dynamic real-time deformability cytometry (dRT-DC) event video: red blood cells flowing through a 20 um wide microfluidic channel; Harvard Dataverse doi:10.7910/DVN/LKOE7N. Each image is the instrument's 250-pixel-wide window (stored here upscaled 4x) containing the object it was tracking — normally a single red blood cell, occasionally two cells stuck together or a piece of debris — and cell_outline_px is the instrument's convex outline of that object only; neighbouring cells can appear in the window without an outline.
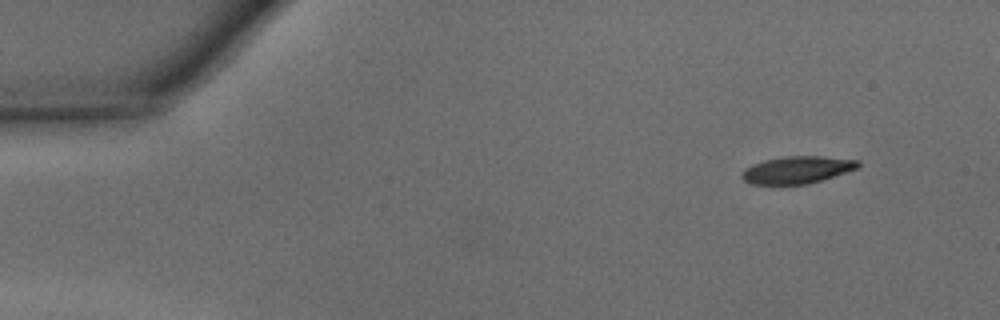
{"species": "common noctule bat (a hibernating species)", "species_latin": "Nyctalus noctula", "temperature_condition": "warm", "stored_images_in_passage": 43, "camera_frame_rate_fps": 3000, "um_per_image_px": 0.085, "animal": {"sex": "male", "body_mass_g": 15.6}, "frame": {"image": 1, "passage_image": 1, "time_ms": 0.0, "image_size_px": [1000, 320], "cell_outline_px": [[860, 168], [808, 184], [748, 184], [740, 176], [740, 172], [744, 168], [752, 164], [764, 160], [784, 156], [824, 156], [860, 160]], "centroid_in_image_um": [67.75, 14.43], "position_along_channel_um": 17.3, "area_um2": 18.73}}
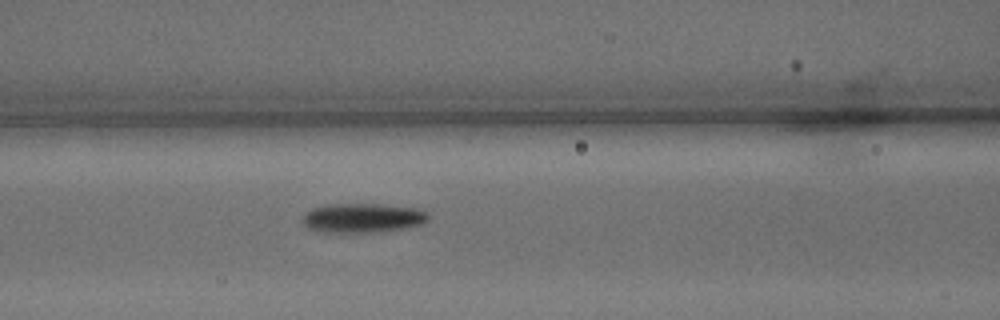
{"frame": {"image": 2, "passage_image": 16, "time_ms": 5.0, "image_size_px": [1000, 320], "cell_outline_px": [[432, 216], [428, 220], [420, 224], [404, 228], [384, 232], [324, 232], [308, 228], [304, 224], [304, 212], [312, 208], [328, 204], [380, 204], [416, 208], [428, 212]], "centroid_in_image_um": [30.86, 18.52], "position_along_channel_um": 135.7, "area_um2": 21.62}}
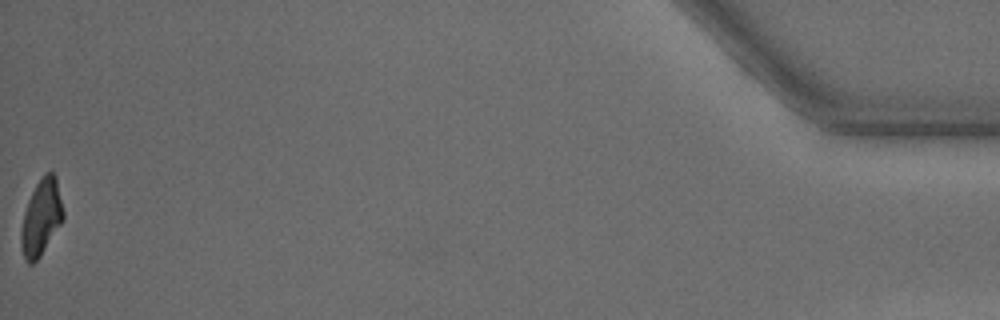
{"frame": {"image": 3, "passage_image": 43, "time_ms": 14.0, "image_size_px": [1000, 320], "cell_outline_px": [[64, 220], [40, 256], [32, 264], [28, 264], [24, 260], [20, 248], [20, 232], [24, 212], [28, 200], [36, 184], [44, 172], [52, 172], [56, 176], [64, 212]], "centroid_in_image_um": [3.5, 18.5], "position_along_channel_um": 431.7, "area_um2": 18.9}, "authors_computed_cell_mechanics": {"area_um2": 19.9988, "velocity_mm_per_s": 4.3689, "shape_relaxation_time_tau1_ms": 2.1823, "shape_relaxation_time_tau2_ms": 5.9539, "deformation_change_tau1": 0.1394, "deformation_change_tau2": 0.166}}